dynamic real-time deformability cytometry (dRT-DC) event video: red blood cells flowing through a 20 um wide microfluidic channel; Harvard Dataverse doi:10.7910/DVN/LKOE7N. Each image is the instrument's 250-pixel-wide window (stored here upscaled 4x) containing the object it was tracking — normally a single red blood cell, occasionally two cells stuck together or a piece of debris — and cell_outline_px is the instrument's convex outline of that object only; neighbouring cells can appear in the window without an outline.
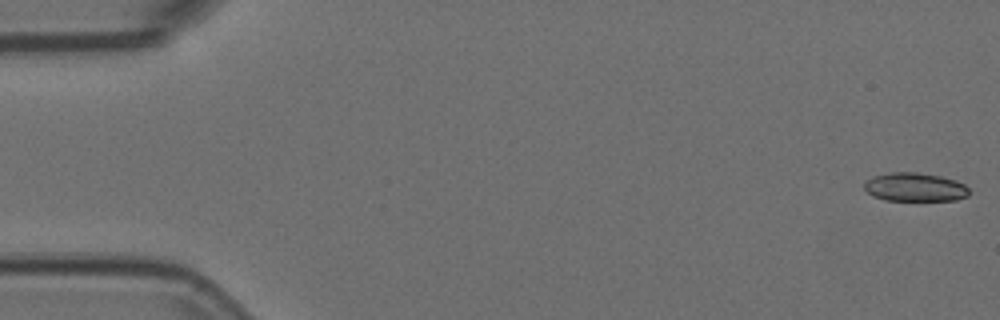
{"species": "Egyptian fruit bat (a non-hibernating species)", "species_latin": "Rousettus aegyptiacus", "temperature_condition": "room temperature", "stored_images_in_passage": 16, "camera_frame_rate_fps": 3000, "um_per_image_px": 0.085, "animal": {"sex": "female"}, "frame": {"image": 1, "passage_image": 1, "time_ms": 0.0, "image_size_px": [1000, 320], "cell_outline_px": [[968, 196], [956, 200], [884, 200], [872, 196], [864, 188], [864, 184], [872, 176], [888, 172], [916, 172], [940, 176], [956, 180], [964, 184], [968, 188]], "centroid_in_image_um": [77.75, 15.9], "position_along_channel_um": 7.2, "area_um2": 17.51}}